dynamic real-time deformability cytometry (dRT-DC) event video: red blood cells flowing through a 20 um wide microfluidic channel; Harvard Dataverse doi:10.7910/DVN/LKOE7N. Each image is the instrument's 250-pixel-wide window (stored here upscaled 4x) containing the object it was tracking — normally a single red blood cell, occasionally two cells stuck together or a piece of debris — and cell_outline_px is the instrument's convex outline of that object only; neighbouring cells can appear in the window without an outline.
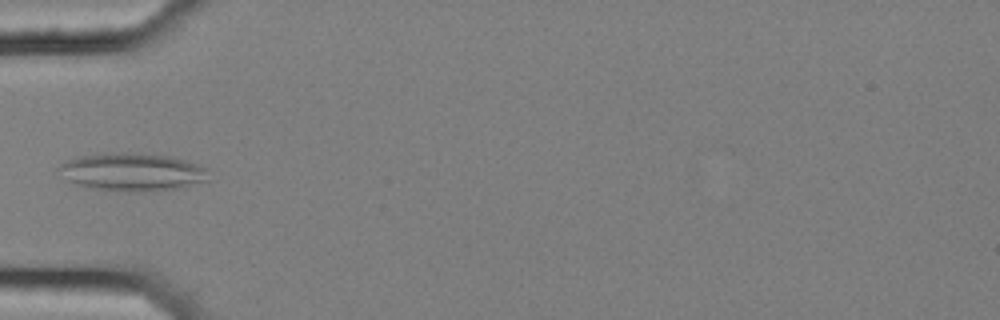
{"species": "common noctule bat (a hibernating species)", "species_latin": "Nyctalus noctula", "temperature_condition": "cold", "stored_images_in_passage": 38, "camera_frame_rate_fps": 3000, "um_per_image_px": 0.085, "animal": {"sex": "female", "body_mass_g": 25.1}, "frame": {"image": 1, "passage_image": 1, "time_ms": 0.0, "image_size_px": [1000, 320], "cell_outline_px": [[208, 180], [176, 188], [136, 192], [92, 188], [76, 184], [68, 180], [56, 168], [60, 164], [76, 156], [104, 152], [136, 152], [168, 156], [184, 160], [208, 168]], "centroid_in_image_um": [11.2, 14.59], "position_along_channel_um": 73.8, "area_um2": 33.06}}
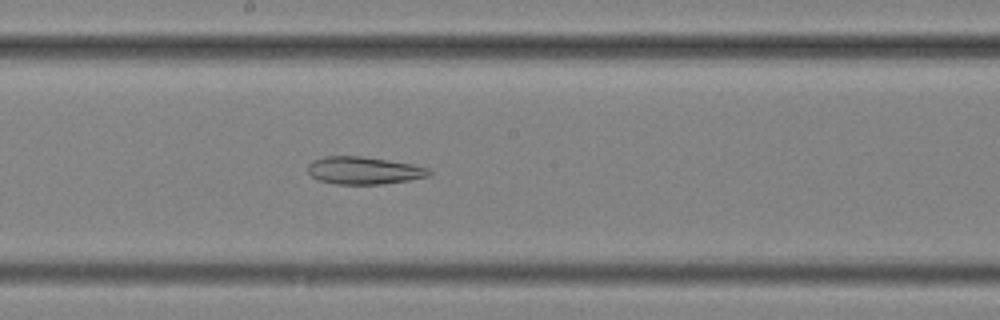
{"frame": {"image": 2, "passage_image": 13, "time_ms": 4.0, "image_size_px": [1000, 320], "cell_outline_px": [[432, 172], [428, 176], [408, 180], [384, 184], [336, 184], [316, 180], [308, 172], [308, 164], [312, 160], [324, 156], [360, 156], [412, 164], [428, 168]], "centroid_in_image_um": [30.88, 14.49], "position_along_channel_um": 217.3, "area_um2": 19.42}}
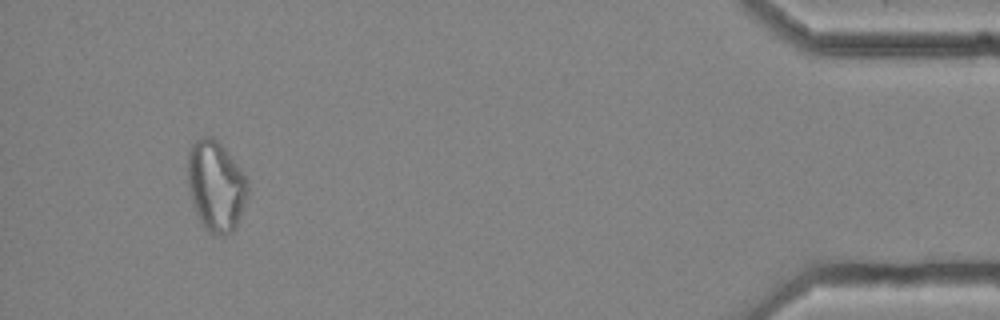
{"frame": {"image": 3, "passage_image": 35, "time_ms": 11.333, "image_size_px": [1000, 320], "cell_outline_px": [[248, 196], [240, 216], [232, 232], [224, 236], [212, 236], [204, 228], [196, 212], [188, 188], [188, 152], [192, 144], [200, 136], [212, 136], [224, 148], [236, 164], [244, 176], [248, 188]], "centroid_in_image_um": [18.33, 15.83], "position_along_channel_um": 416.9, "area_um2": 31.44}, "authors_computed_cell_mechanics": {"area_um2": 23.9003, "velocity_mm_per_s": 3.5899, "shape_relaxation_time_tau1_ms": null, "shape_relaxation_time_tau2_ms": 3.401, "deformation_change_tau1": null, "deformation_change_tau2": 0.1058}}